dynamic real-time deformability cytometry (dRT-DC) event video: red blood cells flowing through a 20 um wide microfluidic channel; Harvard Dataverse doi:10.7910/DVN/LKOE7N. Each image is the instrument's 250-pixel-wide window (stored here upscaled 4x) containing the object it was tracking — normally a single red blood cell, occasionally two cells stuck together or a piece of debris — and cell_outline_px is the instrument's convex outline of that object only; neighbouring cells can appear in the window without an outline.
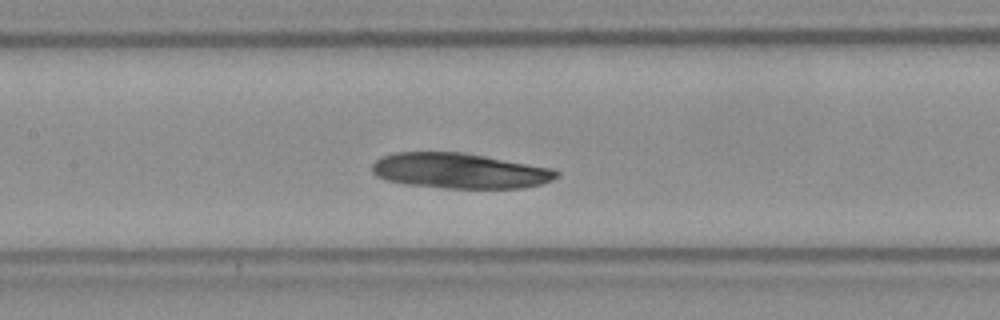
{"species": "Egyptian fruit bat (a non-hibernating species)", "species_latin": "Rousettus aegyptiacus", "temperature_condition": "room temperature", "stored_images_in_passage": 42, "camera_frame_rate_fps": 3000, "um_per_image_px": 0.085, "frame": {"image": 1, "passage_image": 17, "time_ms": 5.333, "image_size_px": [1000, 320], "cell_outline_px": [[560, 172], [552, 180], [540, 184], [520, 188], [444, 188], [404, 184], [384, 180], [376, 176], [372, 172], [372, 164], [376, 160], [384, 156], [396, 152], [460, 152], [484, 156], [552, 168]], "centroid_in_image_um": [39.02, 14.52], "position_along_channel_um": 168.4, "area_um2": 37.86}}